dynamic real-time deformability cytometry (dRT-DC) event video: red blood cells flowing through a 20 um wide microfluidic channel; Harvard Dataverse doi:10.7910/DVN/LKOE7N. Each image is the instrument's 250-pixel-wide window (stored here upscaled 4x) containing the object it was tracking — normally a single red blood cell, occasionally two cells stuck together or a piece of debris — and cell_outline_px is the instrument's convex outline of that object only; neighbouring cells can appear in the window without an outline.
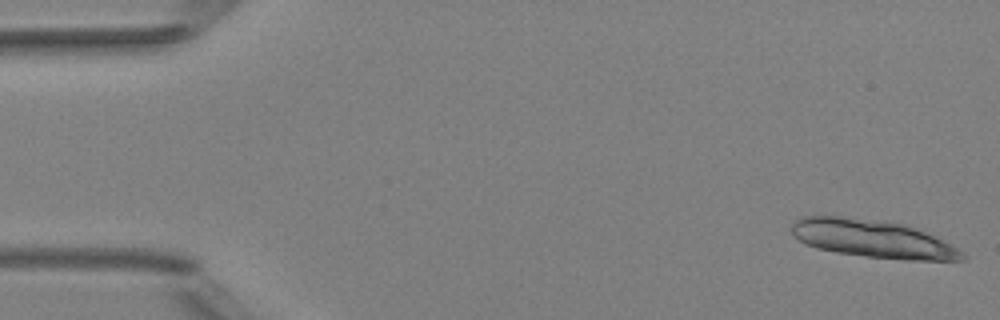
{"species": "Egyptian fruit bat (a non-hibernating species)", "species_latin": "Rousettus aegyptiacus", "temperature_condition": "room temperature", "stored_images_in_passage": 4, "camera_frame_rate_fps": 3000, "um_per_image_px": 0.085, "animal": {"sex": "female"}, "frame": {"image": 1, "passage_image": 1, "time_ms": 0.0, "image_size_px": [1000, 320], "cell_outline_px": [[964, 260], [908, 260], [868, 256], [836, 252], [816, 248], [800, 240], [792, 232], [792, 224], [800, 216], [840, 216], [880, 220], [904, 224], [924, 232], [956, 248], [964, 256]], "centroid_in_image_um": [74.12, 20.28], "position_along_channel_um": 10.9, "area_um2": 36.82}}